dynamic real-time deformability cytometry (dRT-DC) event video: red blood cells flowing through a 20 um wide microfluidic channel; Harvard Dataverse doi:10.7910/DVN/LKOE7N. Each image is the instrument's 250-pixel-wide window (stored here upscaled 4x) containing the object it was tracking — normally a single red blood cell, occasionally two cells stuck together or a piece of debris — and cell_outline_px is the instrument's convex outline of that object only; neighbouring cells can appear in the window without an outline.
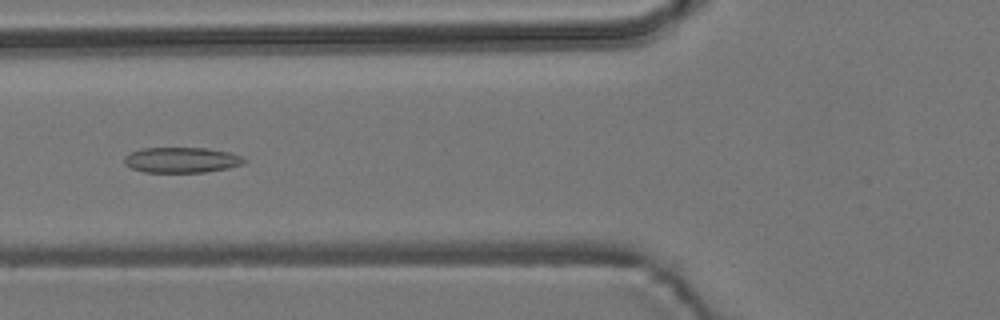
{"species": "common noctule bat (a hibernating species)", "species_latin": "Nyctalus noctula", "temperature_condition": "room temperature", "stored_images_in_passage": 55, "camera_frame_rate_fps": 3000, "um_per_image_px": 0.085, "animal": {"sex": "male", "body_mass_g": 19.2, "forearm_length_mm": 51.8}, "frame": {"image": 1, "passage_image": 21, "time_ms": 6.667, "image_size_px": [1000, 320], "cell_outline_px": [[248, 160], [244, 164], [228, 168], [204, 172], [144, 172], [132, 168], [124, 164], [124, 156], [140, 148], [208, 148], [228, 152], [240, 156]], "centroid_in_image_um": [15.44, 13.6], "position_along_channel_um": 110.4, "area_um2": 17.8}}
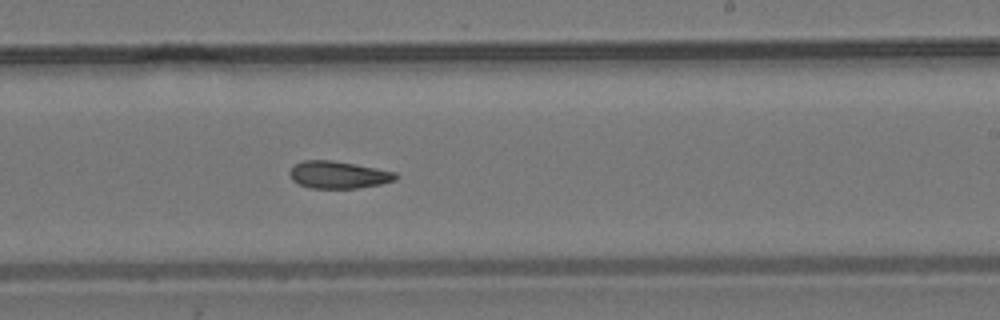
{"frame": {"image": 2, "passage_image": 33, "time_ms": 10.667, "image_size_px": [1000, 320], "cell_outline_px": [[400, 176], [396, 180], [380, 184], [356, 188], [308, 188], [292, 180], [288, 172], [296, 164], [304, 160], [332, 160], [376, 168], [396, 172]], "centroid_in_image_um": [28.77, 14.86], "position_along_channel_um": 260.2, "area_um2": 16.82}}
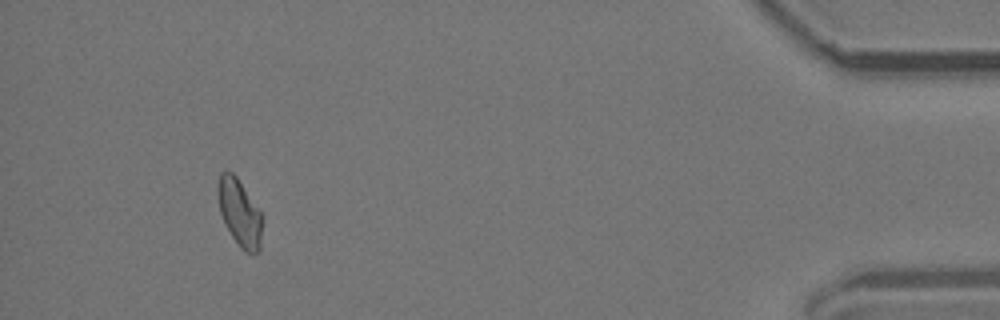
{"frame": {"image": 3, "passage_image": 51, "time_ms": 16.667, "image_size_px": [1000, 320], "cell_outline_px": [[264, 216], [260, 252], [244, 252], [240, 248], [224, 224], [220, 212], [216, 192], [216, 188], [220, 172], [232, 172], [236, 176]], "centroid_in_image_um": [20.37, 18.1], "position_along_channel_um": 414.8, "area_um2": 17.74}}